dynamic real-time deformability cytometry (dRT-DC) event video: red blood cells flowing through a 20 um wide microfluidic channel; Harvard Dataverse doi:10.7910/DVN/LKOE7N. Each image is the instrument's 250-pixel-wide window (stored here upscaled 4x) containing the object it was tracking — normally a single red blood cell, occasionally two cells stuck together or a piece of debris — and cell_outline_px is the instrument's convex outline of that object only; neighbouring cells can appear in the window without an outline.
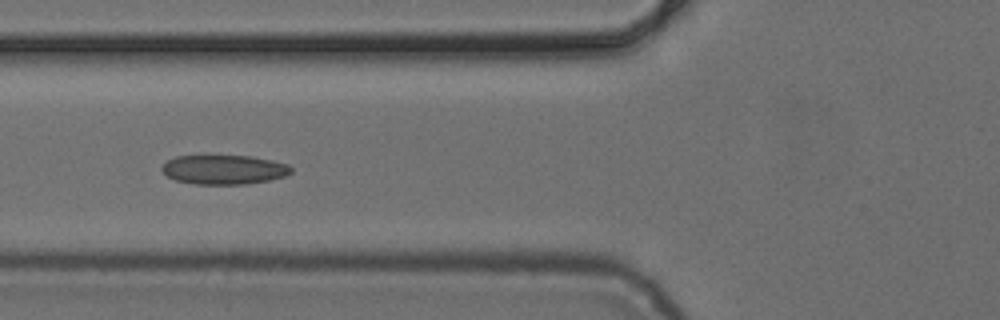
{"species": "common noctule bat (a hibernating species)", "species_latin": "Nyctalus noctula", "temperature_condition": "cold", "stored_images_in_passage": 9, "camera_frame_rate_fps": 3000, "um_per_image_px": 0.085, "animal": {"sex": "female", "body_mass_g": 24.6, "forearm_length_mm": 56.2}, "frame": {"image": 1, "passage_image": 8, "time_ms": 8.0, "image_size_px": [1000, 320], "cell_outline_px": [[292, 172], [284, 176], [268, 180], [244, 184], [196, 184], [176, 180], [168, 176], [160, 168], [168, 160], [176, 156], [252, 156], [272, 160], [288, 164], [292, 168]], "centroid_in_image_um": [19.05, 14.41], "position_along_channel_um": 106.7, "area_um2": 21.91}}
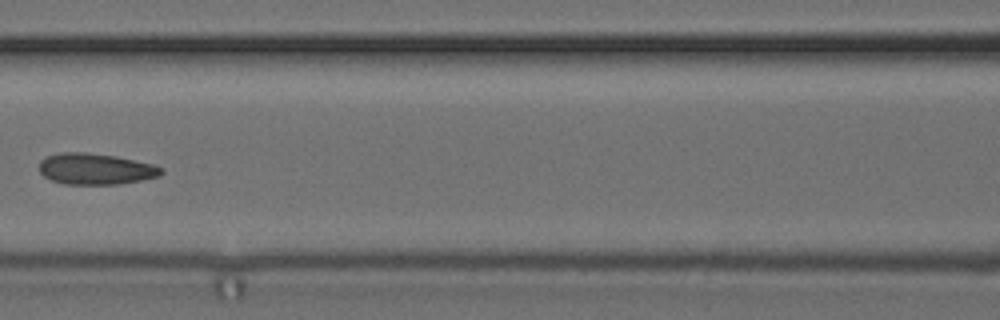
{"frame": {"image": 2, "passage_image": 9, "time_ms": 9.333, "image_size_px": [1000, 320], "cell_outline_px": [[164, 172], [160, 176], [120, 184], [64, 184], [52, 180], [44, 176], [40, 172], [40, 160], [48, 156], [60, 152], [84, 152], [116, 156], [152, 164], [164, 168]], "centroid_in_image_um": [8.14, 14.36], "position_along_channel_um": 158.5, "area_um2": 22.14}}